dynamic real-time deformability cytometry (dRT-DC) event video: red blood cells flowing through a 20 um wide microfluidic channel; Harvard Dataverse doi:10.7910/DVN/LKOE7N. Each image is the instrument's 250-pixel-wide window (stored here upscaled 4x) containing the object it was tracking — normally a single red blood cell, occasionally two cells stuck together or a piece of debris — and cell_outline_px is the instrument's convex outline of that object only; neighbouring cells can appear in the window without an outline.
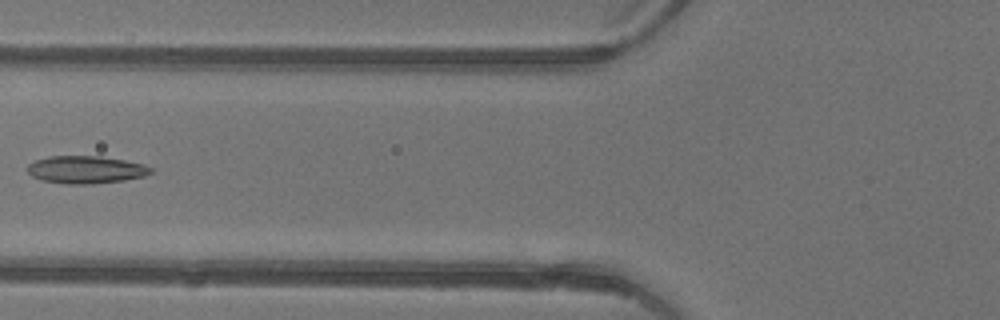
{"species": "common noctule bat (a hibernating species)", "species_latin": "Nyctalus noctula", "temperature_condition": "warm", "stored_images_in_passage": 3, "camera_frame_rate_fps": 3000, "um_per_image_px": 0.085, "animal": {"sex": "female"}, "frame": {"image": 1, "passage_image": 3, "time_ms": 0.667, "image_size_px": [1000, 320], "cell_outline_px": [[152, 172], [144, 176], [124, 180], [88, 184], [68, 184], [40, 180], [32, 176], [24, 168], [28, 164], [36, 160], [48, 156], [100, 156], [124, 160], [144, 164], [152, 168]], "centroid_in_image_um": [7.26, 14.42], "position_along_channel_um": 118.5, "area_um2": 19.88}}